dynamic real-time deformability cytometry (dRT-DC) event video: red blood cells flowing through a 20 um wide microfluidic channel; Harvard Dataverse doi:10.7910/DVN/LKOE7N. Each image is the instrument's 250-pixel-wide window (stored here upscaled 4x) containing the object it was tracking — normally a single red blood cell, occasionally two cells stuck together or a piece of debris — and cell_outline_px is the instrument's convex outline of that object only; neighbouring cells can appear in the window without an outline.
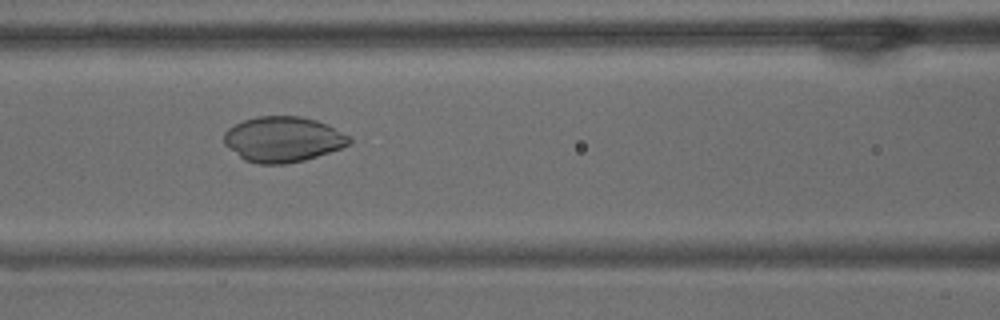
{"species": "common noctule bat (a hibernating species)", "species_latin": "Nyctalus noctula", "temperature_condition": "warm", "stored_images_in_passage": 43, "camera_frame_rate_fps": 3000, "um_per_image_px": 0.085, "animal": {"sex": "male", "body_mass_g": 15.6}, "frame": {"image": 1, "passage_image": 16, "time_ms": 5.0, "image_size_px": [1000, 320], "cell_outline_px": [[352, 140], [348, 144], [340, 148], [304, 160], [284, 164], [256, 164], [244, 160], [228, 148], [224, 144], [224, 132], [228, 128], [244, 120], [256, 116], [300, 116], [316, 120], [328, 124], [348, 136]], "centroid_in_image_um": [24.01, 11.84], "position_along_channel_um": 142.6, "area_um2": 33.06}}
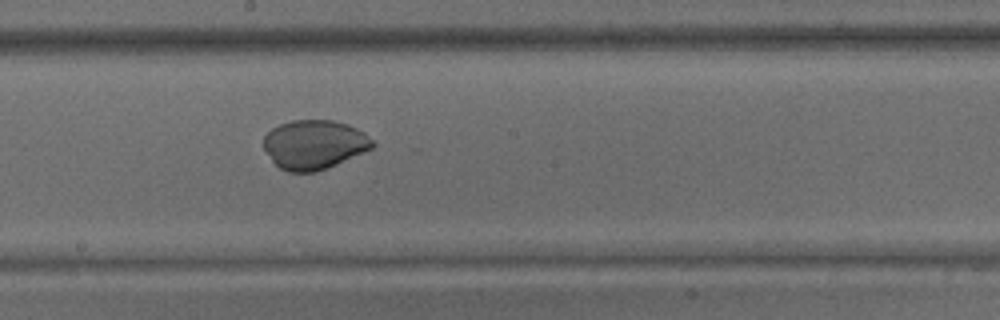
{"frame": {"image": 2, "passage_image": 23, "time_ms": 7.333, "image_size_px": [1000, 320], "cell_outline_px": [[376, 144], [372, 148], [364, 152], [336, 164], [316, 172], [288, 172], [280, 168], [272, 160], [264, 148], [264, 136], [272, 128], [280, 124], [292, 120], [332, 120], [348, 124], [364, 132]], "centroid_in_image_um": [26.71, 12.28], "position_along_channel_um": 221.5, "area_um2": 31.1}}
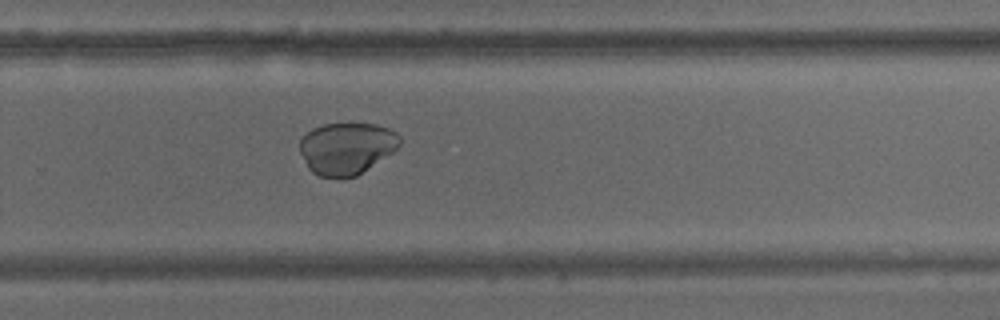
{"frame": {"image": 3, "passage_image": 30, "time_ms": 9.667, "image_size_px": [1000, 320], "cell_outline_px": [[400, 144], [392, 152], [356, 176], [320, 176], [312, 172], [308, 168], [300, 152], [300, 140], [312, 128], [320, 124], [376, 124], [388, 128], [396, 132], [400, 136]], "centroid_in_image_um": [29.45, 12.58], "position_along_channel_um": 300.4, "area_um2": 29.82}}